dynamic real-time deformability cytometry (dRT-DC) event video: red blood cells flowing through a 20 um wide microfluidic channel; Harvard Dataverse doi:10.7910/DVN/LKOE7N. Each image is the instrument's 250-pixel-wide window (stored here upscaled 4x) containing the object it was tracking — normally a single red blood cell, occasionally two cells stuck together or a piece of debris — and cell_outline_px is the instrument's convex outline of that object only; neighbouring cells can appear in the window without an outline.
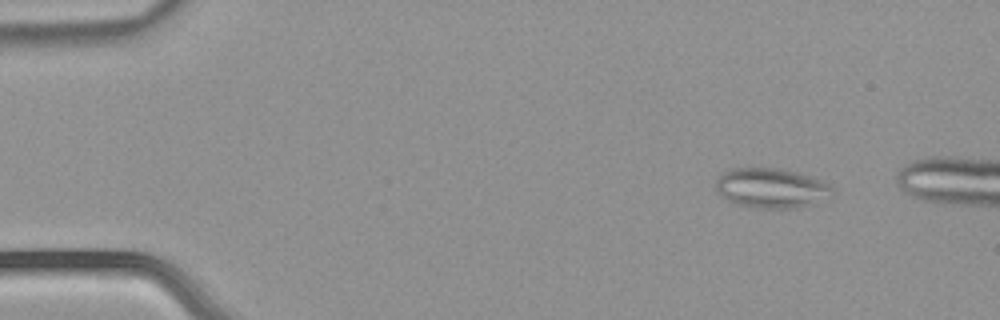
{"species": "common noctule bat (a hibernating species)", "species_latin": "Nyctalus noctula", "temperature_condition": "warm", "stored_images_in_passage": 49, "camera_frame_rate_fps": 3000, "um_per_image_px": 0.085, "animal": {"sex": "male", "body_mass_g": 21.5, "forearm_length_mm": 52.0}, "frame": {"image": 1, "passage_image": 7, "time_ms": 2.0, "image_size_px": [1000, 320], "cell_outline_px": [[836, 192], [832, 196], [812, 204], [796, 208], [756, 208], [740, 204], [728, 200], [716, 192], [716, 180], [720, 172], [728, 168], [780, 168], [800, 172], [820, 180], [828, 184]], "centroid_in_image_um": [65.56, 15.97], "position_along_channel_um": 19.4, "area_um2": 27.34}}
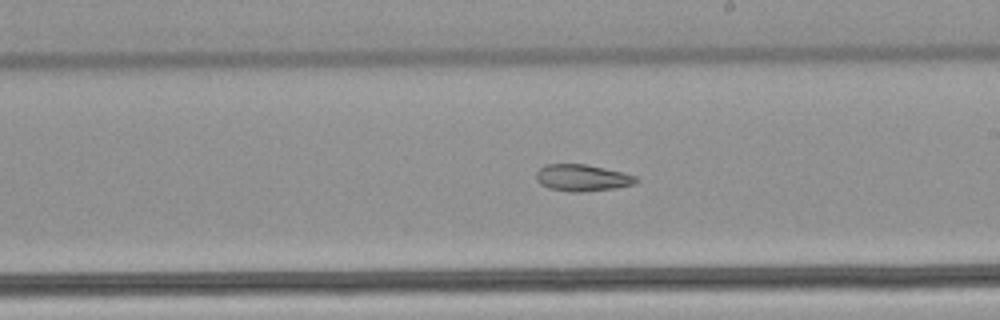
{"frame": {"image": 2, "passage_image": 32, "time_ms": 10.333, "image_size_px": [1000, 320], "cell_outline_px": [[640, 180], [636, 184], [616, 188], [580, 192], [568, 192], [548, 188], [540, 184], [536, 180], [536, 172], [540, 168], [548, 164], [584, 164], [604, 168], [636, 176]], "centroid_in_image_um": [49.49, 15.12], "position_along_channel_um": 239.5, "area_um2": 15.61}}
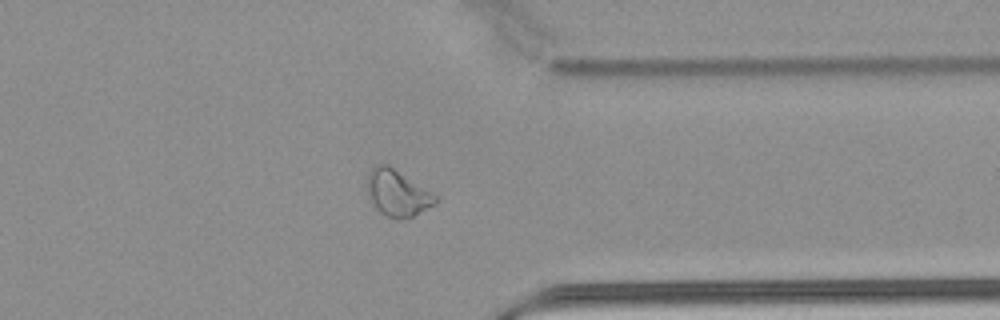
{"frame": {"image": 3, "passage_image": 43, "time_ms": 14.0, "image_size_px": [1000, 320], "cell_outline_px": [[440, 196], [432, 204], [412, 216], [400, 220], [396, 220], [380, 212], [376, 208], [368, 192], [368, 172], [376, 164], [388, 164]], "centroid_in_image_um": [33.79, 16.38], "position_along_channel_um": 377.6, "area_um2": 18.21}}